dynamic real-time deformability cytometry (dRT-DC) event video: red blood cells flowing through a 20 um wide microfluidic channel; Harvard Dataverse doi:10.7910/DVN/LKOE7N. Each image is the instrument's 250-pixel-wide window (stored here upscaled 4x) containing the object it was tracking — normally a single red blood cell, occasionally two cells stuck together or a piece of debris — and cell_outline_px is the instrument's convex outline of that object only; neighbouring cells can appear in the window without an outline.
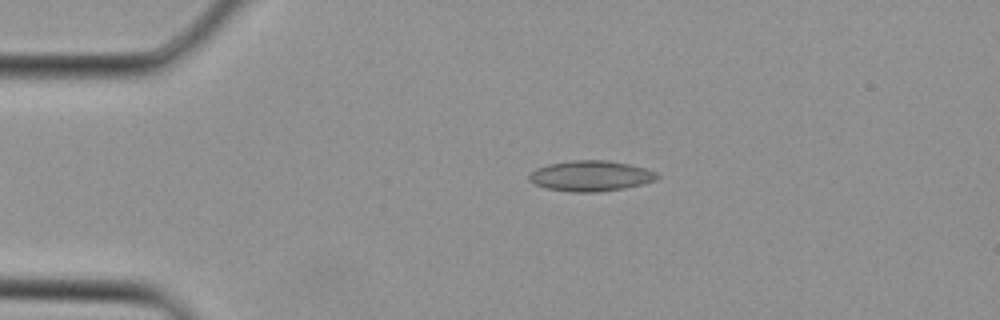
{"species": "Egyptian fruit bat (a non-hibernating species)", "species_latin": "Rousettus aegyptiacus", "temperature_condition": "cold", "stored_images_in_passage": 3, "camera_frame_rate_fps": 3000, "um_per_image_px": 0.085, "animal": {"sex": "female"}, "frame": {"image": 1, "passage_image": 2, "time_ms": 0.333, "image_size_px": [1000, 320], "cell_outline_px": [[660, 176], [656, 180], [644, 184], [624, 188], [600, 192], [572, 192], [548, 188], [536, 184], [528, 180], [528, 176], [536, 168], [548, 164], [572, 160], [608, 160], [628, 164], [644, 168], [656, 172]], "centroid_in_image_um": [50.23, 14.95], "position_along_channel_um": 34.8, "area_um2": 22.77}}
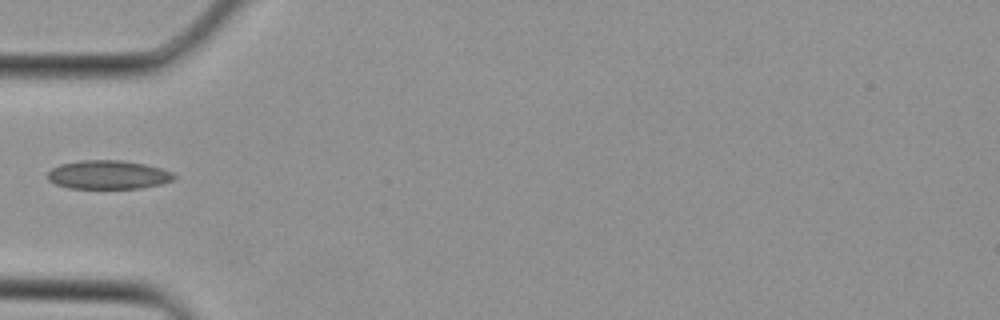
{"frame": {"image": 2, "passage_image": 3, "time_ms": 0.667, "image_size_px": [1000, 320], "cell_outline_px": [[176, 176], [172, 180], [160, 184], [140, 188], [68, 188], [56, 184], [48, 180], [48, 172], [52, 168], [60, 164], [80, 160], [120, 160], [144, 164], [160, 168], [172, 172]], "centroid_in_image_um": [9.17, 14.85], "position_along_channel_um": 75.8, "area_um2": 21.04}}